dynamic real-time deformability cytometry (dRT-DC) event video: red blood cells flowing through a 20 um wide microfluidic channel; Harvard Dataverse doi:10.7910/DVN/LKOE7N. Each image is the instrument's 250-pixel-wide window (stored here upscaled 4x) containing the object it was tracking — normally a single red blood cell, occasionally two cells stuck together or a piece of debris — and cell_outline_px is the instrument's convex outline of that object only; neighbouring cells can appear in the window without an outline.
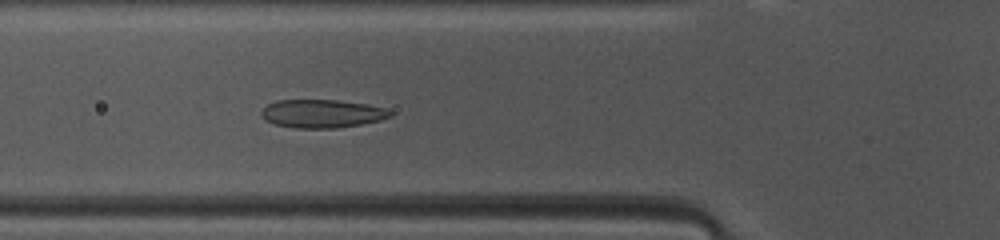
{"species": "common noctule bat (a hibernating species)", "species_latin": "Nyctalus noctula", "temperature_condition": "warm", "stored_images_in_passage": 38, "camera_frame_rate_fps": 3000, "um_per_image_px": 0.085, "animal": {"sex": "female", "body_mass_g": 10.0, "forearm_length_mm": 53.1}, "frame": {"image": 1, "passage_image": 7, "time_ms": 2.0, "image_size_px": [1000, 240], "cell_outline_px": [[392, 116], [380, 120], [360, 124], [336, 128], [296, 128], [272, 124], [264, 120], [260, 116], [260, 112], [268, 104], [276, 100], [336, 100], [368, 104], [388, 108], [392, 112]], "centroid_in_image_um": [27.36, 9.66], "position_along_channel_um": 98.4, "area_um2": 21.44}}
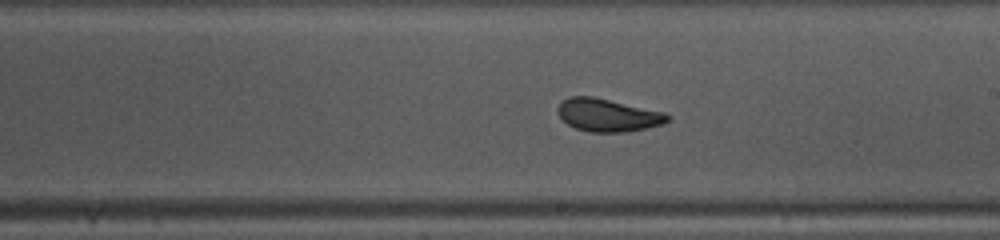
{"frame": {"image": 2, "passage_image": 17, "time_ms": 5.333, "image_size_px": [1000, 240], "cell_outline_px": [[672, 120], [664, 124], [628, 132], [588, 132], [576, 128], [568, 124], [556, 112], [556, 108], [560, 100], [572, 96], [592, 96], [664, 112], [672, 116]], "centroid_in_image_um": [51.67, 9.79], "position_along_channel_um": 237.3, "area_um2": 21.21}}
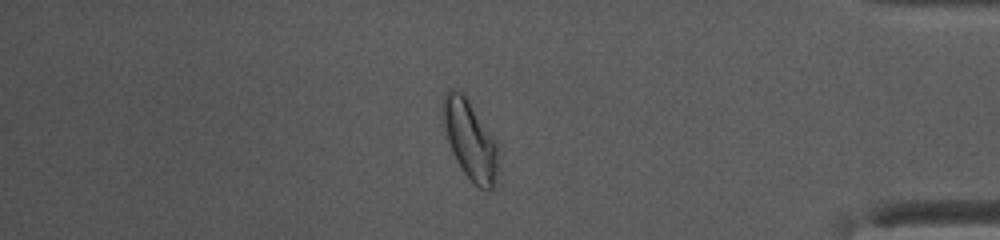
{"frame": {"image": 3, "passage_image": 31, "time_ms": 10.0, "image_size_px": [1000, 240], "cell_outline_px": [[496, 172], [492, 188], [488, 192], [480, 188], [464, 172], [456, 160], [452, 152], [448, 140], [440, 112], [440, 104], [444, 92], [448, 88], [456, 88], [464, 96], [496, 144]], "centroid_in_image_um": [39.85, 11.84], "position_along_channel_um": 395.3, "area_um2": 24.51}, "authors_computed_cell_mechanics": {"area_um2": 21.4727, "velocity_mm_per_s": 4.1461, "shape_relaxation_time_tau1_ms": 4.1786, "shape_relaxation_time_tau2_ms": 1.0737, "deformation_change_tau1": 0.128, "deformation_change_tau2": 0.0655}}